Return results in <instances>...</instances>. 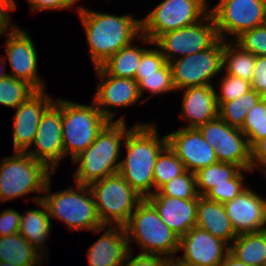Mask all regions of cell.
<instances>
[{
	"label": "cell",
	"mask_w": 266,
	"mask_h": 266,
	"mask_svg": "<svg viewBox=\"0 0 266 266\" xmlns=\"http://www.w3.org/2000/svg\"><path fill=\"white\" fill-rule=\"evenodd\" d=\"M36 91L28 82L8 75L0 79V104L16 109Z\"/></svg>",
	"instance_id": "cell-33"
},
{
	"label": "cell",
	"mask_w": 266,
	"mask_h": 266,
	"mask_svg": "<svg viewBox=\"0 0 266 266\" xmlns=\"http://www.w3.org/2000/svg\"><path fill=\"white\" fill-rule=\"evenodd\" d=\"M167 145L182 161L187 171L196 173L218 161L215 149L204 139L197 128H181L166 134Z\"/></svg>",
	"instance_id": "cell-17"
},
{
	"label": "cell",
	"mask_w": 266,
	"mask_h": 266,
	"mask_svg": "<svg viewBox=\"0 0 266 266\" xmlns=\"http://www.w3.org/2000/svg\"><path fill=\"white\" fill-rule=\"evenodd\" d=\"M41 199V196H35L33 202L37 203V205L43 209L37 208L30 210L29 208L26 213L21 214L19 233L31 245L45 255L46 249L44 248L47 246L46 240L49 234H51L52 224L47 207Z\"/></svg>",
	"instance_id": "cell-25"
},
{
	"label": "cell",
	"mask_w": 266,
	"mask_h": 266,
	"mask_svg": "<svg viewBox=\"0 0 266 266\" xmlns=\"http://www.w3.org/2000/svg\"><path fill=\"white\" fill-rule=\"evenodd\" d=\"M6 61H7L6 57H0V65H1L0 66V79H3V78L8 76V73H6V71H5V68H6L5 62Z\"/></svg>",
	"instance_id": "cell-49"
},
{
	"label": "cell",
	"mask_w": 266,
	"mask_h": 266,
	"mask_svg": "<svg viewBox=\"0 0 266 266\" xmlns=\"http://www.w3.org/2000/svg\"><path fill=\"white\" fill-rule=\"evenodd\" d=\"M219 39L216 24L209 12L194 25L160 35L153 45L157 46L166 62L210 48ZM180 56H177V55Z\"/></svg>",
	"instance_id": "cell-12"
},
{
	"label": "cell",
	"mask_w": 266,
	"mask_h": 266,
	"mask_svg": "<svg viewBox=\"0 0 266 266\" xmlns=\"http://www.w3.org/2000/svg\"><path fill=\"white\" fill-rule=\"evenodd\" d=\"M230 253L250 266H266V231L238 234Z\"/></svg>",
	"instance_id": "cell-26"
},
{
	"label": "cell",
	"mask_w": 266,
	"mask_h": 266,
	"mask_svg": "<svg viewBox=\"0 0 266 266\" xmlns=\"http://www.w3.org/2000/svg\"><path fill=\"white\" fill-rule=\"evenodd\" d=\"M134 79L138 84L141 97L145 90L154 96L169 91H176L173 84L171 65L168 62L158 70V74L135 75Z\"/></svg>",
	"instance_id": "cell-34"
},
{
	"label": "cell",
	"mask_w": 266,
	"mask_h": 266,
	"mask_svg": "<svg viewBox=\"0 0 266 266\" xmlns=\"http://www.w3.org/2000/svg\"><path fill=\"white\" fill-rule=\"evenodd\" d=\"M146 199L155 207L161 220L179 237L196 225L198 199L168 196H148Z\"/></svg>",
	"instance_id": "cell-20"
},
{
	"label": "cell",
	"mask_w": 266,
	"mask_h": 266,
	"mask_svg": "<svg viewBox=\"0 0 266 266\" xmlns=\"http://www.w3.org/2000/svg\"><path fill=\"white\" fill-rule=\"evenodd\" d=\"M99 83L94 97L92 98L102 115L113 121L117 112L109 107H128L135 105L141 95L135 79L119 78L108 75L100 66L95 67Z\"/></svg>",
	"instance_id": "cell-16"
},
{
	"label": "cell",
	"mask_w": 266,
	"mask_h": 266,
	"mask_svg": "<svg viewBox=\"0 0 266 266\" xmlns=\"http://www.w3.org/2000/svg\"><path fill=\"white\" fill-rule=\"evenodd\" d=\"M182 112L186 128H198L218 117V104L214 85L195 86L183 89Z\"/></svg>",
	"instance_id": "cell-22"
},
{
	"label": "cell",
	"mask_w": 266,
	"mask_h": 266,
	"mask_svg": "<svg viewBox=\"0 0 266 266\" xmlns=\"http://www.w3.org/2000/svg\"><path fill=\"white\" fill-rule=\"evenodd\" d=\"M196 214L195 226L208 231L229 246L238 236L226 214L223 203L209 200L205 196H199Z\"/></svg>",
	"instance_id": "cell-23"
},
{
	"label": "cell",
	"mask_w": 266,
	"mask_h": 266,
	"mask_svg": "<svg viewBox=\"0 0 266 266\" xmlns=\"http://www.w3.org/2000/svg\"><path fill=\"white\" fill-rule=\"evenodd\" d=\"M50 181L51 179L45 187L46 195L43 194L41 199L47 207L49 217L64 222L71 231L87 229L97 233L105 229L98 218L89 186L76 183V188L50 193Z\"/></svg>",
	"instance_id": "cell-4"
},
{
	"label": "cell",
	"mask_w": 266,
	"mask_h": 266,
	"mask_svg": "<svg viewBox=\"0 0 266 266\" xmlns=\"http://www.w3.org/2000/svg\"><path fill=\"white\" fill-rule=\"evenodd\" d=\"M170 260L164 256L149 254H137L133 258L132 251H129L122 266H169Z\"/></svg>",
	"instance_id": "cell-41"
},
{
	"label": "cell",
	"mask_w": 266,
	"mask_h": 266,
	"mask_svg": "<svg viewBox=\"0 0 266 266\" xmlns=\"http://www.w3.org/2000/svg\"><path fill=\"white\" fill-rule=\"evenodd\" d=\"M89 188L103 226H125L144 199L119 172L93 182Z\"/></svg>",
	"instance_id": "cell-7"
},
{
	"label": "cell",
	"mask_w": 266,
	"mask_h": 266,
	"mask_svg": "<svg viewBox=\"0 0 266 266\" xmlns=\"http://www.w3.org/2000/svg\"><path fill=\"white\" fill-rule=\"evenodd\" d=\"M107 227V228H106ZM104 233L87 250L89 266H122L131 251L124 226H105Z\"/></svg>",
	"instance_id": "cell-21"
},
{
	"label": "cell",
	"mask_w": 266,
	"mask_h": 266,
	"mask_svg": "<svg viewBox=\"0 0 266 266\" xmlns=\"http://www.w3.org/2000/svg\"><path fill=\"white\" fill-rule=\"evenodd\" d=\"M169 266H190V265L184 264V263L178 261L176 258H173L170 260Z\"/></svg>",
	"instance_id": "cell-50"
},
{
	"label": "cell",
	"mask_w": 266,
	"mask_h": 266,
	"mask_svg": "<svg viewBox=\"0 0 266 266\" xmlns=\"http://www.w3.org/2000/svg\"><path fill=\"white\" fill-rule=\"evenodd\" d=\"M219 162L231 163L251 170V147L239 128L221 119V138L215 148Z\"/></svg>",
	"instance_id": "cell-24"
},
{
	"label": "cell",
	"mask_w": 266,
	"mask_h": 266,
	"mask_svg": "<svg viewBox=\"0 0 266 266\" xmlns=\"http://www.w3.org/2000/svg\"><path fill=\"white\" fill-rule=\"evenodd\" d=\"M150 196H168L179 199H198L195 173L185 171L166 183L159 191Z\"/></svg>",
	"instance_id": "cell-36"
},
{
	"label": "cell",
	"mask_w": 266,
	"mask_h": 266,
	"mask_svg": "<svg viewBox=\"0 0 266 266\" xmlns=\"http://www.w3.org/2000/svg\"><path fill=\"white\" fill-rule=\"evenodd\" d=\"M251 88L266 98V56H256Z\"/></svg>",
	"instance_id": "cell-43"
},
{
	"label": "cell",
	"mask_w": 266,
	"mask_h": 266,
	"mask_svg": "<svg viewBox=\"0 0 266 266\" xmlns=\"http://www.w3.org/2000/svg\"><path fill=\"white\" fill-rule=\"evenodd\" d=\"M108 122L93 100L84 105L62 99L64 158L71 154L73 160L87 149Z\"/></svg>",
	"instance_id": "cell-9"
},
{
	"label": "cell",
	"mask_w": 266,
	"mask_h": 266,
	"mask_svg": "<svg viewBox=\"0 0 266 266\" xmlns=\"http://www.w3.org/2000/svg\"><path fill=\"white\" fill-rule=\"evenodd\" d=\"M126 229L130 239L141 248L139 254L160 255L173 259L178 253L180 237L159 217L155 207L144 198L131 214Z\"/></svg>",
	"instance_id": "cell-5"
},
{
	"label": "cell",
	"mask_w": 266,
	"mask_h": 266,
	"mask_svg": "<svg viewBox=\"0 0 266 266\" xmlns=\"http://www.w3.org/2000/svg\"><path fill=\"white\" fill-rule=\"evenodd\" d=\"M204 139L215 149L217 142L221 138V119L217 117L216 119L207 122L197 128Z\"/></svg>",
	"instance_id": "cell-45"
},
{
	"label": "cell",
	"mask_w": 266,
	"mask_h": 266,
	"mask_svg": "<svg viewBox=\"0 0 266 266\" xmlns=\"http://www.w3.org/2000/svg\"><path fill=\"white\" fill-rule=\"evenodd\" d=\"M233 41L242 50L256 56H266V24L242 32Z\"/></svg>",
	"instance_id": "cell-37"
},
{
	"label": "cell",
	"mask_w": 266,
	"mask_h": 266,
	"mask_svg": "<svg viewBox=\"0 0 266 266\" xmlns=\"http://www.w3.org/2000/svg\"><path fill=\"white\" fill-rule=\"evenodd\" d=\"M261 169L266 175V138L257 141L251 147V170Z\"/></svg>",
	"instance_id": "cell-46"
},
{
	"label": "cell",
	"mask_w": 266,
	"mask_h": 266,
	"mask_svg": "<svg viewBox=\"0 0 266 266\" xmlns=\"http://www.w3.org/2000/svg\"><path fill=\"white\" fill-rule=\"evenodd\" d=\"M40 266L41 264H28V265H23V266ZM0 266H18V265H14L12 263H8V262H1L0 261Z\"/></svg>",
	"instance_id": "cell-51"
},
{
	"label": "cell",
	"mask_w": 266,
	"mask_h": 266,
	"mask_svg": "<svg viewBox=\"0 0 266 266\" xmlns=\"http://www.w3.org/2000/svg\"><path fill=\"white\" fill-rule=\"evenodd\" d=\"M4 43L12 73L8 74L31 84L36 90H44V81L38 75V54L29 34L14 25L7 33Z\"/></svg>",
	"instance_id": "cell-14"
},
{
	"label": "cell",
	"mask_w": 266,
	"mask_h": 266,
	"mask_svg": "<svg viewBox=\"0 0 266 266\" xmlns=\"http://www.w3.org/2000/svg\"><path fill=\"white\" fill-rule=\"evenodd\" d=\"M216 24L218 37L227 41L242 32L266 24V0H219L209 7Z\"/></svg>",
	"instance_id": "cell-11"
},
{
	"label": "cell",
	"mask_w": 266,
	"mask_h": 266,
	"mask_svg": "<svg viewBox=\"0 0 266 266\" xmlns=\"http://www.w3.org/2000/svg\"><path fill=\"white\" fill-rule=\"evenodd\" d=\"M241 168L235 164L217 162L202 168L195 173L196 187L199 196H204L216 185L230 184L232 179Z\"/></svg>",
	"instance_id": "cell-31"
},
{
	"label": "cell",
	"mask_w": 266,
	"mask_h": 266,
	"mask_svg": "<svg viewBox=\"0 0 266 266\" xmlns=\"http://www.w3.org/2000/svg\"><path fill=\"white\" fill-rule=\"evenodd\" d=\"M240 130L247 137L250 147L266 138V98H262L248 111Z\"/></svg>",
	"instance_id": "cell-35"
},
{
	"label": "cell",
	"mask_w": 266,
	"mask_h": 266,
	"mask_svg": "<svg viewBox=\"0 0 266 266\" xmlns=\"http://www.w3.org/2000/svg\"><path fill=\"white\" fill-rule=\"evenodd\" d=\"M156 124L137 123L125 137L126 157L121 160L119 173L143 198L152 195L154 166L167 136L159 137Z\"/></svg>",
	"instance_id": "cell-2"
},
{
	"label": "cell",
	"mask_w": 266,
	"mask_h": 266,
	"mask_svg": "<svg viewBox=\"0 0 266 266\" xmlns=\"http://www.w3.org/2000/svg\"><path fill=\"white\" fill-rule=\"evenodd\" d=\"M13 153L12 156L4 157L0 164V202L2 204L26 194L44 193L48 180L55 174L27 152Z\"/></svg>",
	"instance_id": "cell-6"
},
{
	"label": "cell",
	"mask_w": 266,
	"mask_h": 266,
	"mask_svg": "<svg viewBox=\"0 0 266 266\" xmlns=\"http://www.w3.org/2000/svg\"><path fill=\"white\" fill-rule=\"evenodd\" d=\"M223 40L218 39L210 48L170 62L175 89L213 85L212 79L222 71Z\"/></svg>",
	"instance_id": "cell-10"
},
{
	"label": "cell",
	"mask_w": 266,
	"mask_h": 266,
	"mask_svg": "<svg viewBox=\"0 0 266 266\" xmlns=\"http://www.w3.org/2000/svg\"><path fill=\"white\" fill-rule=\"evenodd\" d=\"M33 145L35 149L27 153L56 173V166L64 158L61 98L43 113Z\"/></svg>",
	"instance_id": "cell-13"
},
{
	"label": "cell",
	"mask_w": 266,
	"mask_h": 266,
	"mask_svg": "<svg viewBox=\"0 0 266 266\" xmlns=\"http://www.w3.org/2000/svg\"><path fill=\"white\" fill-rule=\"evenodd\" d=\"M77 12L87 37L94 67H99L121 48L130 45L141 34V19L132 15H113L78 7Z\"/></svg>",
	"instance_id": "cell-1"
},
{
	"label": "cell",
	"mask_w": 266,
	"mask_h": 266,
	"mask_svg": "<svg viewBox=\"0 0 266 266\" xmlns=\"http://www.w3.org/2000/svg\"><path fill=\"white\" fill-rule=\"evenodd\" d=\"M37 90L15 110L13 117V150L27 152L33 146L43 113L54 103L52 96Z\"/></svg>",
	"instance_id": "cell-18"
},
{
	"label": "cell",
	"mask_w": 266,
	"mask_h": 266,
	"mask_svg": "<svg viewBox=\"0 0 266 266\" xmlns=\"http://www.w3.org/2000/svg\"><path fill=\"white\" fill-rule=\"evenodd\" d=\"M251 89L250 81L225 74L220 84V93L216 91V99L217 102L233 101Z\"/></svg>",
	"instance_id": "cell-39"
},
{
	"label": "cell",
	"mask_w": 266,
	"mask_h": 266,
	"mask_svg": "<svg viewBox=\"0 0 266 266\" xmlns=\"http://www.w3.org/2000/svg\"><path fill=\"white\" fill-rule=\"evenodd\" d=\"M252 172L250 169H241L232 179H230V184L216 185L211 188L204 196L212 201H217L219 203H225L227 201L233 200L237 195H239L245 188L243 185L245 180V175L242 172Z\"/></svg>",
	"instance_id": "cell-38"
},
{
	"label": "cell",
	"mask_w": 266,
	"mask_h": 266,
	"mask_svg": "<svg viewBox=\"0 0 266 266\" xmlns=\"http://www.w3.org/2000/svg\"><path fill=\"white\" fill-rule=\"evenodd\" d=\"M79 0H28L33 12L44 10H66L77 4Z\"/></svg>",
	"instance_id": "cell-44"
},
{
	"label": "cell",
	"mask_w": 266,
	"mask_h": 266,
	"mask_svg": "<svg viewBox=\"0 0 266 266\" xmlns=\"http://www.w3.org/2000/svg\"><path fill=\"white\" fill-rule=\"evenodd\" d=\"M44 255L20 233L0 237V261L23 266L41 264ZM41 261V262H40Z\"/></svg>",
	"instance_id": "cell-27"
},
{
	"label": "cell",
	"mask_w": 266,
	"mask_h": 266,
	"mask_svg": "<svg viewBox=\"0 0 266 266\" xmlns=\"http://www.w3.org/2000/svg\"><path fill=\"white\" fill-rule=\"evenodd\" d=\"M207 1L163 0L141 19L139 40L152 46L160 35L196 24L209 13Z\"/></svg>",
	"instance_id": "cell-8"
},
{
	"label": "cell",
	"mask_w": 266,
	"mask_h": 266,
	"mask_svg": "<svg viewBox=\"0 0 266 266\" xmlns=\"http://www.w3.org/2000/svg\"><path fill=\"white\" fill-rule=\"evenodd\" d=\"M184 251L178 261L190 266H220L230 246L197 226L180 237L178 252Z\"/></svg>",
	"instance_id": "cell-15"
},
{
	"label": "cell",
	"mask_w": 266,
	"mask_h": 266,
	"mask_svg": "<svg viewBox=\"0 0 266 266\" xmlns=\"http://www.w3.org/2000/svg\"><path fill=\"white\" fill-rule=\"evenodd\" d=\"M21 214L13 208L0 213V237L19 233Z\"/></svg>",
	"instance_id": "cell-42"
},
{
	"label": "cell",
	"mask_w": 266,
	"mask_h": 266,
	"mask_svg": "<svg viewBox=\"0 0 266 266\" xmlns=\"http://www.w3.org/2000/svg\"><path fill=\"white\" fill-rule=\"evenodd\" d=\"M220 266H250L242 261L238 260L235 256H233L230 252L226 255L223 262L220 264Z\"/></svg>",
	"instance_id": "cell-48"
},
{
	"label": "cell",
	"mask_w": 266,
	"mask_h": 266,
	"mask_svg": "<svg viewBox=\"0 0 266 266\" xmlns=\"http://www.w3.org/2000/svg\"><path fill=\"white\" fill-rule=\"evenodd\" d=\"M263 97L251 89L233 101L217 102L218 117L228 125L241 128L248 111H250Z\"/></svg>",
	"instance_id": "cell-30"
},
{
	"label": "cell",
	"mask_w": 266,
	"mask_h": 266,
	"mask_svg": "<svg viewBox=\"0 0 266 266\" xmlns=\"http://www.w3.org/2000/svg\"><path fill=\"white\" fill-rule=\"evenodd\" d=\"M255 56L242 50L234 42L223 40V62L226 74L237 76L244 80H252L254 73Z\"/></svg>",
	"instance_id": "cell-29"
},
{
	"label": "cell",
	"mask_w": 266,
	"mask_h": 266,
	"mask_svg": "<svg viewBox=\"0 0 266 266\" xmlns=\"http://www.w3.org/2000/svg\"><path fill=\"white\" fill-rule=\"evenodd\" d=\"M166 63L165 57L161 54L159 48L149 47L143 52L140 64L135 75L158 74V70Z\"/></svg>",
	"instance_id": "cell-40"
},
{
	"label": "cell",
	"mask_w": 266,
	"mask_h": 266,
	"mask_svg": "<svg viewBox=\"0 0 266 266\" xmlns=\"http://www.w3.org/2000/svg\"><path fill=\"white\" fill-rule=\"evenodd\" d=\"M124 118L109 121L94 142L72 160L74 165L78 164L73 173L77 184L89 186L119 172L121 143L133 128L127 129Z\"/></svg>",
	"instance_id": "cell-3"
},
{
	"label": "cell",
	"mask_w": 266,
	"mask_h": 266,
	"mask_svg": "<svg viewBox=\"0 0 266 266\" xmlns=\"http://www.w3.org/2000/svg\"><path fill=\"white\" fill-rule=\"evenodd\" d=\"M15 0H0V35H6V33L15 25H12L10 11L16 10Z\"/></svg>",
	"instance_id": "cell-47"
},
{
	"label": "cell",
	"mask_w": 266,
	"mask_h": 266,
	"mask_svg": "<svg viewBox=\"0 0 266 266\" xmlns=\"http://www.w3.org/2000/svg\"><path fill=\"white\" fill-rule=\"evenodd\" d=\"M186 171L182 161L174 151L166 145L159 153L154 166V190L159 191L166 183L174 177Z\"/></svg>",
	"instance_id": "cell-32"
},
{
	"label": "cell",
	"mask_w": 266,
	"mask_h": 266,
	"mask_svg": "<svg viewBox=\"0 0 266 266\" xmlns=\"http://www.w3.org/2000/svg\"><path fill=\"white\" fill-rule=\"evenodd\" d=\"M146 49V47H138L131 43L109 57L100 67L108 75L134 79L142 54Z\"/></svg>",
	"instance_id": "cell-28"
},
{
	"label": "cell",
	"mask_w": 266,
	"mask_h": 266,
	"mask_svg": "<svg viewBox=\"0 0 266 266\" xmlns=\"http://www.w3.org/2000/svg\"><path fill=\"white\" fill-rule=\"evenodd\" d=\"M245 188L233 200L223 203L237 234L259 232L266 226V199Z\"/></svg>",
	"instance_id": "cell-19"
}]
</instances>
